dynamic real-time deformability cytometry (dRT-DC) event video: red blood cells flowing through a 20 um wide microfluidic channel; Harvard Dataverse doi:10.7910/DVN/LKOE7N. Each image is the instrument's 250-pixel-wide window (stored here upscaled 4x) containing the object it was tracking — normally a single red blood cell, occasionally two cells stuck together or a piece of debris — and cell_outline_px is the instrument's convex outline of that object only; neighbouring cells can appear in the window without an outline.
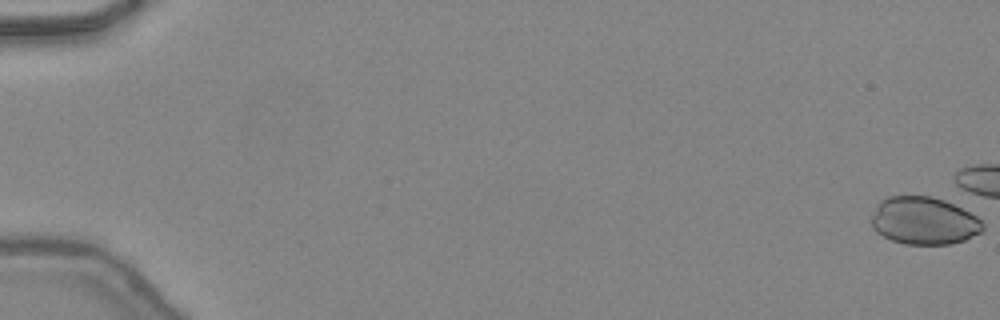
{"species": "common noctule bat (a hibernating species)", "species_latin": "Nyctalus noctula", "temperature_condition": "warm", "stored_images_in_passage": 4, "camera_frame_rate_fps": 3000, "um_per_image_px": 0.085, "animal": {"sex": "female", "body_mass_g": 24.6, "forearm_length_mm": 56.2}, "frame": {"image": 1, "passage_image": 1, "time_ms": 0.0, "image_size_px": [1000, 320], "cell_outline_px": [[984, 228], [980, 232], [964, 240], [948, 244], [904, 244], [892, 240], [876, 232], [872, 228], [872, 216], [880, 200], [888, 196], [932, 196], [944, 200], [976, 216], [984, 224]], "centroid_in_image_um": [78.51, 18.76], "position_along_channel_um": 6.5, "area_um2": 30.63}}